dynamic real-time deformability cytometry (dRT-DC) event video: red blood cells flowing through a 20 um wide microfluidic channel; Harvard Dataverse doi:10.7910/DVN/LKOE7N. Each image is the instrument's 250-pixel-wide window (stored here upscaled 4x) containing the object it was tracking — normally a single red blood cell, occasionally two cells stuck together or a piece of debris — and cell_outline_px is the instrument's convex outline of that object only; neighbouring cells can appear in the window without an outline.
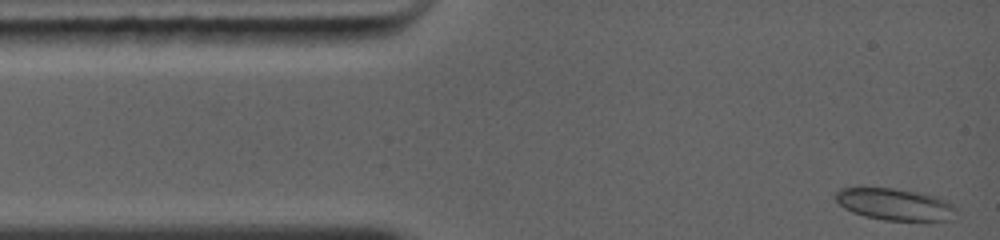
{"species": "common noctule bat (a hibernating species)", "species_latin": "Nyctalus noctula", "temperature_condition": "warm", "stored_images_in_passage": 53, "camera_frame_rate_fps": 5000, "um_per_image_px": 0.085, "animal": {"sex": "female", "body_mass_g": 19.0, "forearm_length_mm": 56.7}, "frame": {"image": 1, "passage_image": 1, "time_ms": 0.0, "image_size_px": [1000, 240], "cell_outline_px": [[956, 208], [948, 220], [884, 220], [864, 216], [852, 212], [844, 208], [832, 196], [840, 188], [892, 188], [936, 196], [952, 204]], "centroid_in_image_um": [75.98, 17.36], "position_along_channel_um": 9.0, "area_um2": 21.96}}
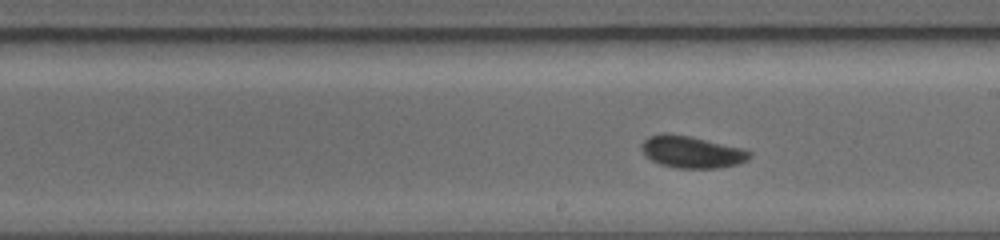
{"frame": {"image": 2, "passage_image": 31, "time_ms": 6.6, "image_size_px": [1000, 240], "cell_outline_px": [[752, 156], [748, 160], [740, 164], [716, 168], [676, 168], [660, 164], [644, 156], [640, 148], [640, 144], [648, 136], [688, 136], [744, 148], [752, 152]], "centroid_in_image_um": [58.85, 12.96], "position_along_channel_um": 230.1, "area_um2": 19.83}}
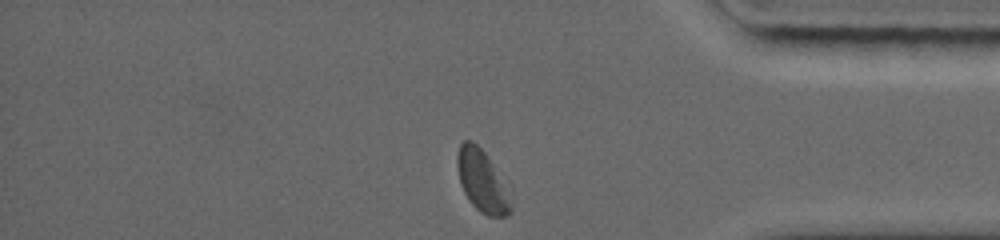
{"frame": {"image": 3, "passage_image": 52, "time_ms": 10.8, "image_size_px": [1000, 240], "cell_outline_px": [[512, 212], [504, 216], [488, 216], [480, 212], [472, 204], [464, 192], [460, 184], [456, 164], [456, 156], [460, 144], [464, 140], [472, 140], [484, 152], [504, 188], [512, 208]], "centroid_in_image_um": [40.89, 15.39], "position_along_channel_um": 394.3, "area_um2": 18.44}}